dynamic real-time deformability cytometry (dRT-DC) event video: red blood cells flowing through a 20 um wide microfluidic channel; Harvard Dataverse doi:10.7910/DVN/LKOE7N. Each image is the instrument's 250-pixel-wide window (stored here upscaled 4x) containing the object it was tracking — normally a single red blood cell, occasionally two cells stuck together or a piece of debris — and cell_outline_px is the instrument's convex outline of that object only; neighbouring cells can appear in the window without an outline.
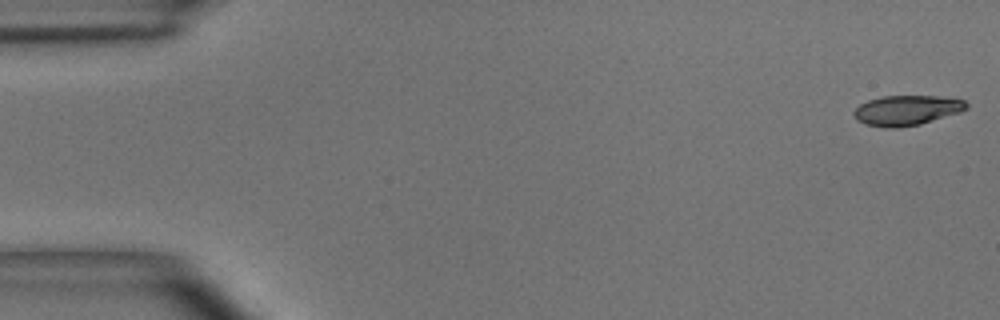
{"species": "common noctule bat (a hibernating species)", "species_latin": "Nyctalus noctula", "temperature_condition": "room temperature", "stored_images_in_passage": 22, "camera_frame_rate_fps": 3000, "um_per_image_px": 0.085, "animal": {"sex": "male", "body_mass_g": 15.6}, "frame": {"image": 1, "passage_image": 1, "time_ms": 0.0, "image_size_px": [1000, 320], "cell_outline_px": [[968, 108], [960, 112], [920, 124], [896, 128], [884, 128], [864, 124], [856, 120], [852, 112], [860, 104], [868, 100], [880, 96], [936, 96], [964, 100], [968, 104]], "centroid_in_image_um": [77.03, 9.38], "position_along_channel_um": 8.0, "area_um2": 19.77}}
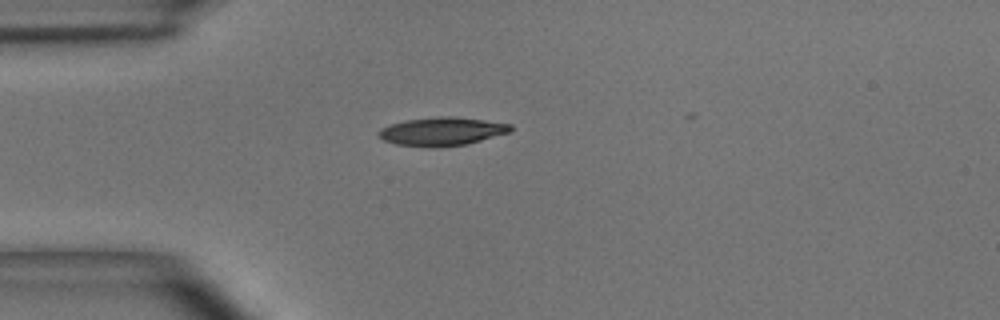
{"frame": {"image": 2, "passage_image": 13, "time_ms": 4.0, "image_size_px": [1000, 320], "cell_outline_px": [[512, 132], [464, 144], [396, 144], [384, 140], [376, 132], [380, 128], [404, 120], [436, 116], [452, 116], [484, 120], [512, 124]], "centroid_in_image_um": [37.6, 11.11], "position_along_channel_um": 47.4, "area_um2": 20.87}}
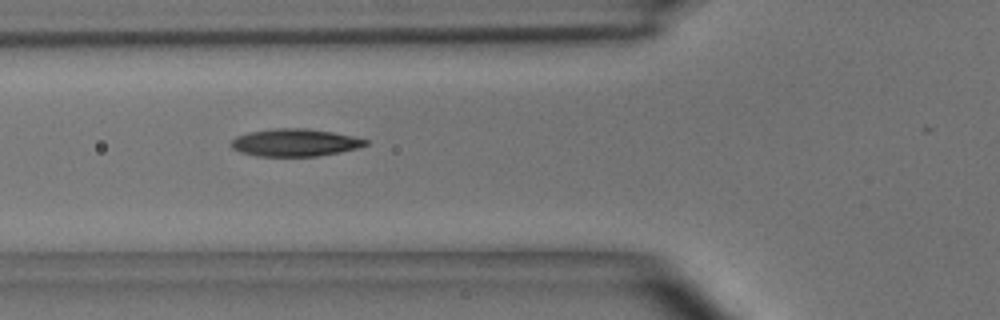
{"frame": {"image": 3, "passage_image": 18, "time_ms": 5.667, "image_size_px": [1000, 320], "cell_outline_px": [[368, 144], [356, 148], [340, 152], [316, 156], [256, 156], [240, 152], [232, 148], [228, 144], [236, 136], [248, 132], [276, 128], [304, 128], [332, 132], [352, 136], [368, 140]], "centroid_in_image_um": [25.02, 12.12], "position_along_channel_um": 100.8, "area_um2": 21.5}}